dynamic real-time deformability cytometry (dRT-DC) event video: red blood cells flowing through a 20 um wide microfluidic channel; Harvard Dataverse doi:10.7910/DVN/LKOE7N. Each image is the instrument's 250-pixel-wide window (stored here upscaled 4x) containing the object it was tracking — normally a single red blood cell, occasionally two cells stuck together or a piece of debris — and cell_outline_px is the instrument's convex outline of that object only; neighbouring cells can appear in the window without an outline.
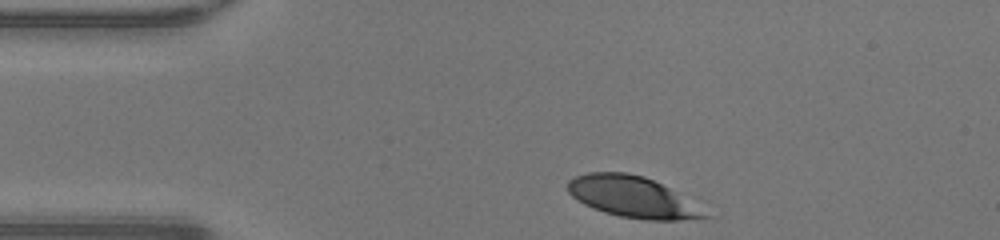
{"species": "human", "species_latin": "Homo sapiens", "temperature_condition": "warm", "stored_images_in_passage": 30, "camera_frame_rate_fps": 3000, "um_per_image_px": 0.085, "donor": {"sex": "male"}, "frame": {"image": 1, "passage_image": 1, "time_ms": 0.0, "image_size_px": [1000, 240], "cell_outline_px": [[712, 216], [680, 220], [648, 220], [620, 216], [604, 212], [592, 208], [584, 204], [572, 196], [568, 192], [568, 180], [576, 176], [588, 172], [628, 172], [644, 176], [668, 188]], "centroid_in_image_um": [53.68, 16.73], "position_along_channel_um": 31.3, "area_um2": 32.19}}
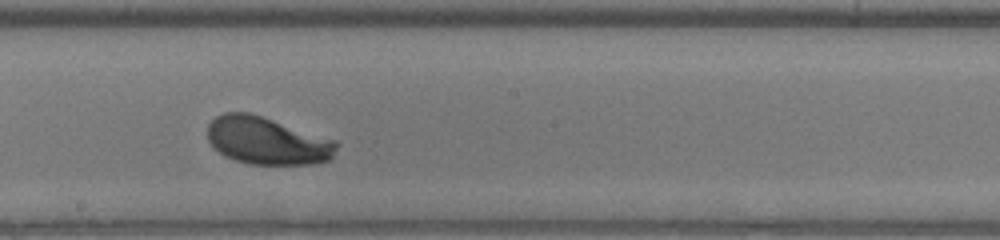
{"frame": {"image": 2, "passage_image": 18, "time_ms": 5.667, "image_size_px": [1000, 240], "cell_outline_px": [[340, 144], [332, 160], [312, 164], [252, 164], [236, 160], [220, 152], [208, 140], [208, 124], [216, 116], [224, 112], [248, 112], [336, 140]], "centroid_in_image_um": [22.76, 11.97], "position_along_channel_um": 225.4, "area_um2": 35.55}}
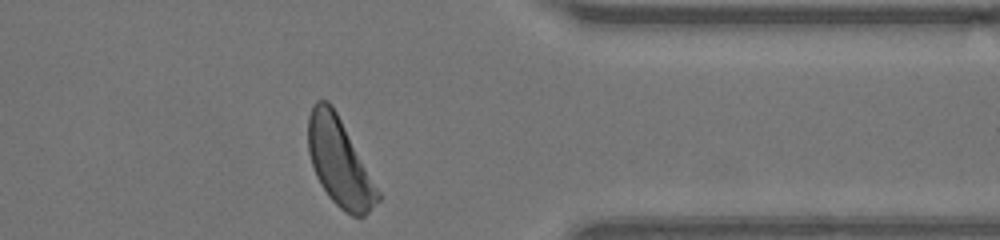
{"frame": {"image": 3, "passage_image": 30, "time_ms": 9.667, "image_size_px": [1000, 240], "cell_outline_px": [[380, 200], [364, 216], [352, 216], [344, 212], [328, 196], [320, 184], [316, 176], [308, 152], [308, 116], [312, 104], [316, 100], [328, 100], [332, 104], [380, 192]], "centroid_in_image_um": [28.83, 13.78], "position_along_channel_um": 382.6, "area_um2": 35.32}, "authors_computed_cell_mechanics": {"area_um2": 35.547, "velocity_mm_per_s": 4.2829, "shape_relaxation_time_tau1_ms": 1.3938, "shape_relaxation_time_tau2_ms": null, "deformation_change_tau1": 0.1383, "deformation_change_tau2": null}}